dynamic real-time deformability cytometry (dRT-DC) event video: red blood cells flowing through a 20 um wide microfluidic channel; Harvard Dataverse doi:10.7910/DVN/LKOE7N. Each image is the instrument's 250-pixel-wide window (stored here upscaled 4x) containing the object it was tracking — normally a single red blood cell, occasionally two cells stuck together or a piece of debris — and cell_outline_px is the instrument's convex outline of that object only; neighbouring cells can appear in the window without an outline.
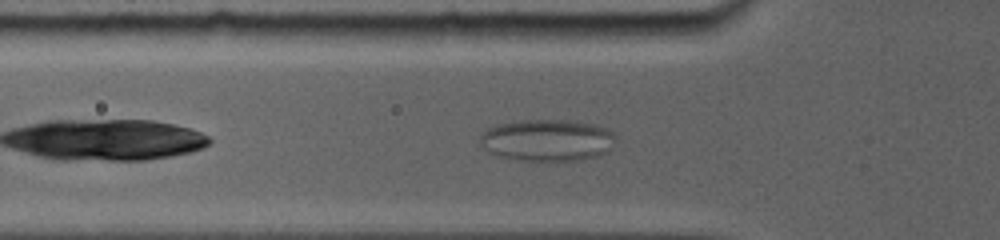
{"species": "common noctule bat (a hibernating species)", "species_latin": "Nyctalus noctula", "temperature_condition": "room temperature", "stored_images_in_passage": 40, "camera_frame_rate_fps": 5000, "um_per_image_px": 0.085, "animal": {"sex": "female", "body_mass_g": 19.0, "forearm_length_mm": 56.7}, "frame": {"image": 1, "passage_image": 6, "time_ms": 1.6, "image_size_px": [1000, 240], "cell_outline_px": [[616, 140], [612, 148], [608, 152], [596, 156], [580, 160], [512, 160], [496, 156], [488, 152], [480, 144], [480, 136], [488, 128], [496, 124], [520, 120], [580, 120], [596, 124], [608, 128], [616, 136]], "centroid_in_image_um": [46.54, 11.9], "position_along_channel_um": 79.3, "area_um2": 33.7}}
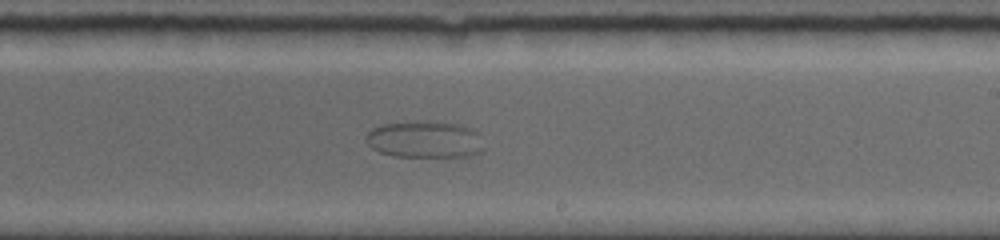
{"frame": {"image": 2, "passage_image": 24, "time_ms": 6.6, "image_size_px": [1000, 240], "cell_outline_px": [[484, 148], [480, 152], [468, 156], [392, 156], [380, 152], [372, 148], [364, 140], [364, 136], [372, 128], [380, 124], [416, 120], [436, 120], [460, 124], [476, 128], [480, 132]], "centroid_in_image_um": [36.13, 11.81], "position_along_channel_um": 252.9, "area_um2": 26.18}}
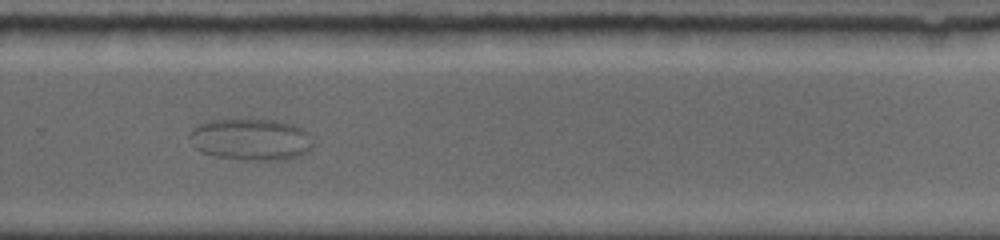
{"frame": {"image": 3, "passage_image": 32, "time_ms": 8.2, "image_size_px": [1000, 240], "cell_outline_px": [[312, 148], [308, 152], [300, 156], [288, 160], [244, 160], [216, 156], [200, 152], [196, 148], [188, 136], [188, 132], [192, 128], [200, 124], [212, 120], [276, 120], [292, 124], [308, 132], [312, 144]], "centroid_in_image_um": [21.33, 11.87], "position_along_channel_um": 308.5, "area_um2": 30.11}}